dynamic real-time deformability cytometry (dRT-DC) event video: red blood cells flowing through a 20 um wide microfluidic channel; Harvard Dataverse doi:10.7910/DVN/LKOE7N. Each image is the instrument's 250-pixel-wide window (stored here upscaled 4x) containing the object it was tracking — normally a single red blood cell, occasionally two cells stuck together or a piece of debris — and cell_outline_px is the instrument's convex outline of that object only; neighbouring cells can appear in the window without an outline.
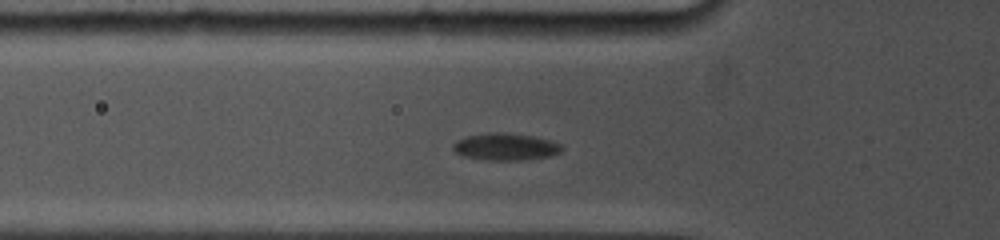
{"species": "common noctule bat (a hibernating species)", "species_latin": "Nyctalus noctula", "temperature_condition": "cold", "stored_images_in_passage": 32, "camera_frame_rate_fps": 5000, "um_per_image_px": 0.085, "animal": {"sex": "female", "body_mass_g": 19.0, "forearm_length_mm": 53.3}, "frame": {"image": 1, "passage_image": 7, "time_ms": 3.4, "image_size_px": [1000, 240], "cell_outline_px": [[564, 148], [560, 152], [552, 156], [524, 160], [488, 160], [464, 156], [456, 152], [452, 148], [452, 144], [456, 140], [464, 136], [492, 132], [504, 132], [532, 136], [548, 140], [560, 144]], "centroid_in_image_um": [42.95, 12.47], "position_along_channel_um": 82.8, "area_um2": 17.22}}
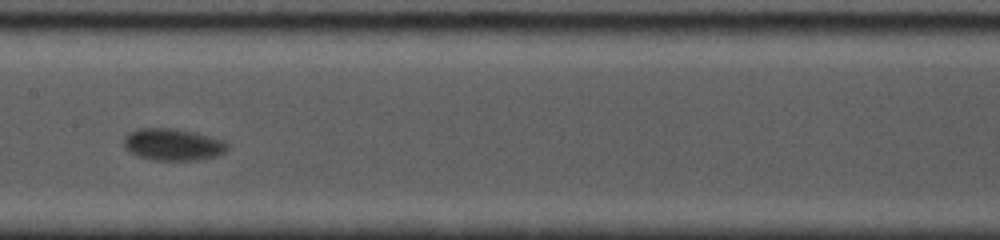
{"frame": {"image": 2, "passage_image": 12, "time_ms": 6.4, "image_size_px": [1000, 240], "cell_outline_px": [[228, 148], [224, 152], [216, 156], [196, 160], [156, 160], [140, 156], [128, 152], [124, 148], [124, 136], [128, 132], [136, 128], [172, 128], [192, 132], [224, 140], [228, 144]], "centroid_in_image_um": [14.66, 12.28], "position_along_channel_um": 192.7, "area_um2": 19.25}}
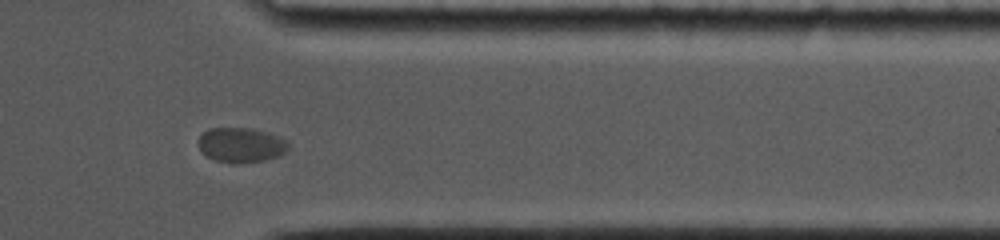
{"frame": {"image": 3, "passage_image": 25, "time_ms": 11.8, "image_size_px": [1000, 240], "cell_outline_px": [[288, 148], [280, 156], [264, 160], [244, 164], [232, 164], [212, 160], [200, 148], [200, 136], [208, 128], [252, 128], [288, 140]], "centroid_in_image_um": [20.5, 12.35], "position_along_channel_um": 390.9, "area_um2": 18.26}, "authors_computed_cell_mechanics": {"area_um2": 17.918, "velocity_mm_per_s": 3.6591, "shape_relaxation_time_tau1_ms": 2.6507, "shape_relaxation_time_tau2_ms": null, "deformation_change_tau1": 0.1031, "deformation_change_tau2": null}}